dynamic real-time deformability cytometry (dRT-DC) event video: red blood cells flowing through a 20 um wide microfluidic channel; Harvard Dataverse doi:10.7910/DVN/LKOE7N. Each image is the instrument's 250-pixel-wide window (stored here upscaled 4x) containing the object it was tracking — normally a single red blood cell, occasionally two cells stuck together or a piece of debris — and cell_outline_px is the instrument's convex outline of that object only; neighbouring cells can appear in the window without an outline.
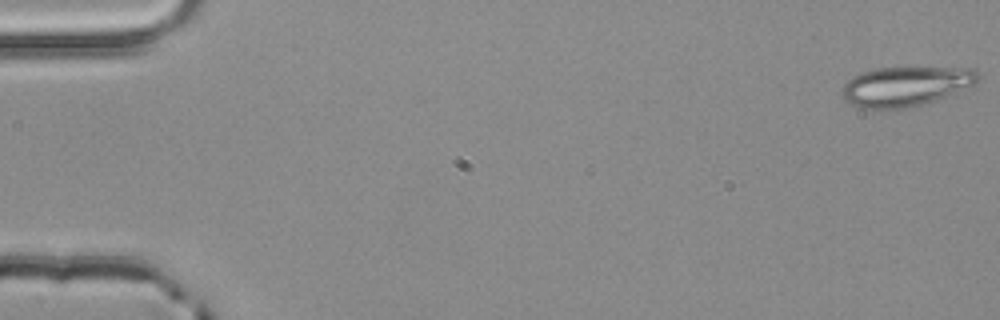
{"species": "common noctule bat (a hibernating species)", "species_latin": "Nyctalus noctula", "temperature_condition": "room temperature", "stored_images_in_passage": 4, "camera_frame_rate_fps": 3000, "um_per_image_px": 0.085, "animal": {"sex": "male", "body_mass_g": 20.4}, "frame": {"image": 1, "passage_image": 1, "time_ms": 0.0, "image_size_px": [1000, 320], "cell_outline_px": [[980, 76], [976, 84], [936, 100], [924, 104], [900, 108], [860, 108], [844, 100], [840, 92], [840, 88], [852, 76], [876, 68], [976, 68]], "centroid_in_image_um": [76.97, 7.33], "position_along_channel_um": 8.0, "area_um2": 31.33}}